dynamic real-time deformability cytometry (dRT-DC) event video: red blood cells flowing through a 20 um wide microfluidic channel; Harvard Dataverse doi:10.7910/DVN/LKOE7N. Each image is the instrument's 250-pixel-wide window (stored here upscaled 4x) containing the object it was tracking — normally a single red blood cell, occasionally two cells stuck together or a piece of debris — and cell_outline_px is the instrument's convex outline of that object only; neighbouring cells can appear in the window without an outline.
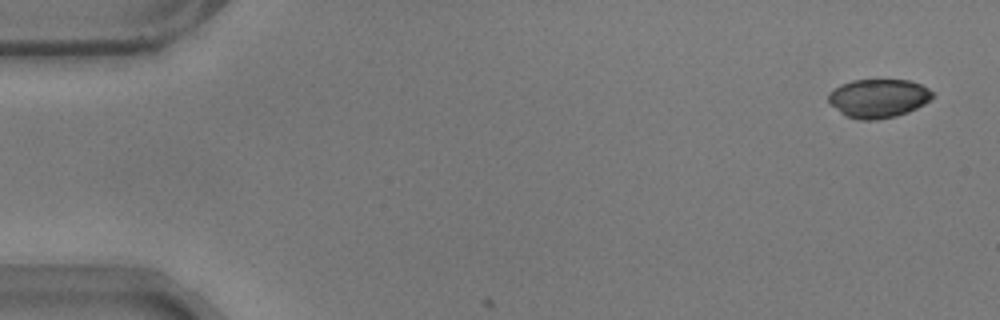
{"species": "common noctule bat (a hibernating species)", "species_latin": "Nyctalus noctula", "temperature_condition": "warm", "stored_images_in_passage": 7, "camera_frame_rate_fps": 3000, "um_per_image_px": 0.085, "animal": {"sex": "male", "body_mass_g": 17.9}, "frame": {"image": 1, "passage_image": 3, "time_ms": 0.667, "image_size_px": [1000, 320], "cell_outline_px": [[932, 96], [924, 104], [908, 112], [896, 116], [876, 120], [860, 120], [844, 116], [828, 100], [828, 96], [840, 84], [852, 80], [908, 80], [920, 84], [928, 88], [932, 92]], "centroid_in_image_um": [74.65, 8.36], "position_along_channel_um": 10.3, "area_um2": 23.24}}